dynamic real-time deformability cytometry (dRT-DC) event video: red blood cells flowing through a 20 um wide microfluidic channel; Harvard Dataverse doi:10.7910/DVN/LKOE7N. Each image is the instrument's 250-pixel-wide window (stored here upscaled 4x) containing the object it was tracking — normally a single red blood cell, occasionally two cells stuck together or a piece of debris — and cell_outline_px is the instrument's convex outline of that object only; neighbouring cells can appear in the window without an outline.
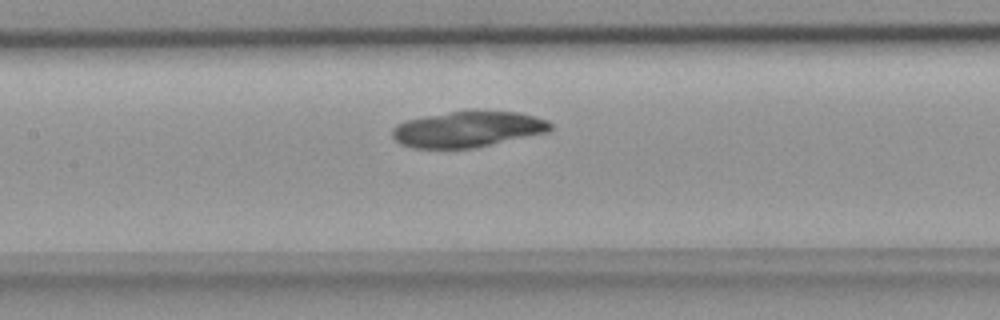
{"species": "common noctule bat (a hibernating species)", "species_latin": "Nyctalus noctula", "temperature_condition": "room temperature", "stored_images_in_passage": 39, "camera_frame_rate_fps": 3000, "um_per_image_px": 0.085, "animal": {"sex": "female", "body_mass_g": 18.4}, "frame": {"image": 1, "passage_image": 15, "time_ms": 4.667, "image_size_px": [1000, 320], "cell_outline_px": [[552, 128], [548, 132], [472, 148], [412, 148], [400, 144], [392, 136], [392, 128], [396, 124], [408, 120], [424, 116], [452, 112], [520, 112], [536, 116], [548, 120], [552, 124]], "centroid_in_image_um": [39.75, 10.99], "position_along_channel_um": 167.6, "area_um2": 32.66}}
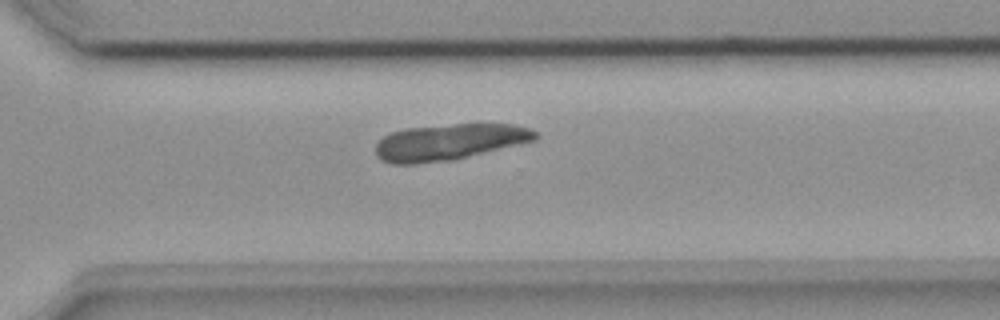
{"frame": {"image": 2, "passage_image": 27, "time_ms": 8.667, "image_size_px": [1000, 320], "cell_outline_px": [[540, 136], [536, 140], [456, 160], [416, 164], [392, 164], [380, 160], [376, 156], [376, 144], [384, 136], [392, 132], [408, 128], [456, 124], [512, 124], [532, 128]], "centroid_in_image_um": [38.21, 12.09], "position_along_channel_um": 332.4, "area_um2": 33.99}}
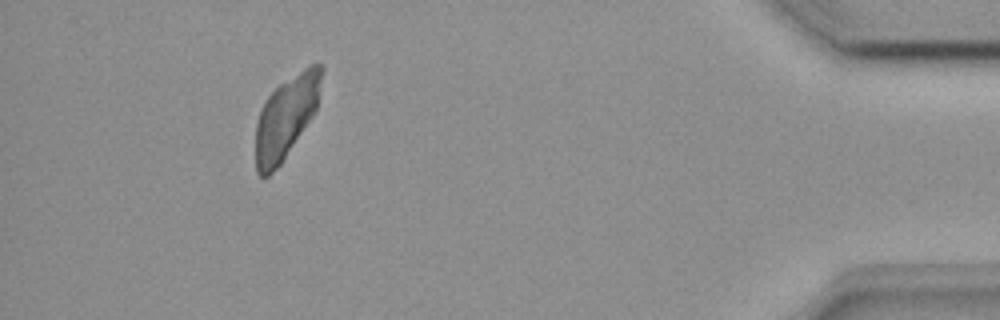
{"frame": {"image": 3, "passage_image": 37, "time_ms": 12.0, "image_size_px": [1000, 320], "cell_outline_px": [[324, 68], [316, 108], [312, 116], [280, 164], [268, 176], [260, 176], [256, 172], [256, 124], [260, 112], [268, 96], [280, 84], [304, 68], [312, 64], [320, 64]], "centroid_in_image_um": [24.31, 9.95], "position_along_channel_um": 410.9, "area_um2": 30.81}}